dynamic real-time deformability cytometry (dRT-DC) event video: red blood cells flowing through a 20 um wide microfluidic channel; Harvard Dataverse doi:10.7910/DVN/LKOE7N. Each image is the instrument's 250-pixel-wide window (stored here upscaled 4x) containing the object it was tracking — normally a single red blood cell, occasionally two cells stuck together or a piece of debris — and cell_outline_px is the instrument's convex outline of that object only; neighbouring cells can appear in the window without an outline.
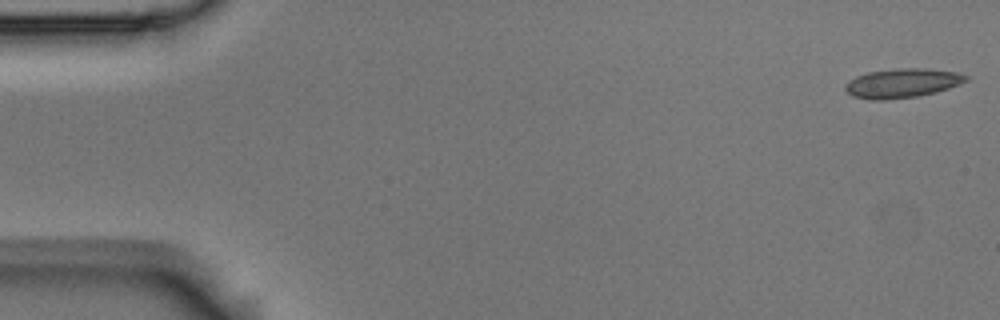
{"species": "Egyptian fruit bat (a non-hibernating species)", "species_latin": "Rousettus aegyptiacus", "temperature_condition": "room temperature", "stored_images_in_passage": 5, "camera_frame_rate_fps": 3000, "um_per_image_px": 0.085, "animal": {"sex": "male"}, "frame": {"image": 1, "passage_image": 1, "time_ms": 0.0, "image_size_px": [1000, 320], "cell_outline_px": [[968, 80], [960, 84], [936, 92], [916, 96], [884, 100], [868, 100], [852, 96], [844, 88], [844, 84], [848, 80], [856, 76], [868, 72], [900, 68], [924, 68], [956, 72], [968, 76]], "centroid_in_image_um": [76.65, 7.07], "position_along_channel_um": 8.3, "area_um2": 20.58}}
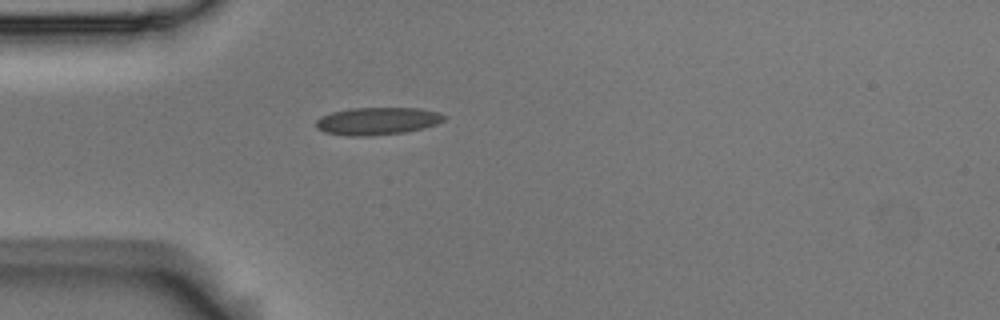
{"frame": {"image": 2, "passage_image": 5, "time_ms": 1.333, "image_size_px": [1000, 320], "cell_outline_px": [[448, 116], [444, 120], [436, 124], [404, 132], [368, 136], [348, 136], [324, 132], [316, 128], [316, 120], [320, 116], [332, 112], [352, 108], [420, 108], [436, 112]], "centroid_in_image_um": [32.04, 10.29], "position_along_channel_um": 53.0, "area_um2": 20.46}}